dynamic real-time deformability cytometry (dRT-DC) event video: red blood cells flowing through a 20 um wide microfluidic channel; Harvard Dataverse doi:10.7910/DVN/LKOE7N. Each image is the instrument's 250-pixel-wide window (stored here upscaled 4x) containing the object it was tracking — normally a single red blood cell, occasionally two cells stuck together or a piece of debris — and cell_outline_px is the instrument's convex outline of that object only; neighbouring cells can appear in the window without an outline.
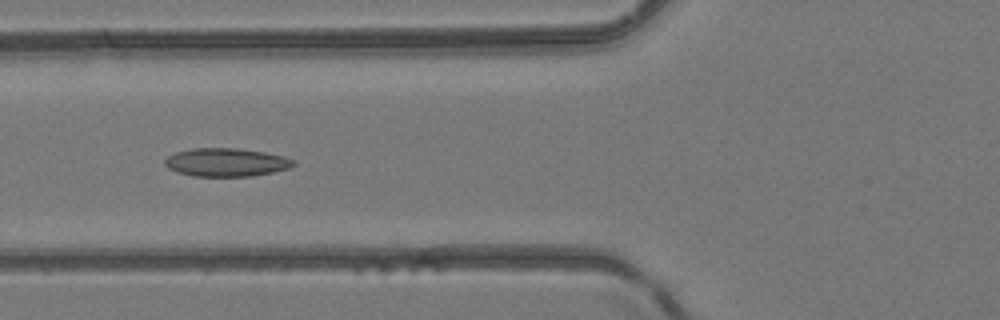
{"species": "common noctule bat (a hibernating species)", "species_latin": "Nyctalus noctula", "temperature_condition": "room temperature", "stored_images_in_passage": 6, "camera_frame_rate_fps": 3000, "um_per_image_px": 0.085, "animal": {"sex": "female", "body_mass_g": 24.6, "forearm_length_mm": 56.2}, "frame": {"image": 1, "passage_image": 6, "time_ms": 5.667, "image_size_px": [1000, 320], "cell_outline_px": [[296, 164], [288, 168], [272, 172], [252, 176], [192, 176], [176, 172], [168, 168], [164, 164], [164, 160], [168, 156], [176, 152], [192, 148], [240, 148], [264, 152], [284, 156], [292, 160]], "centroid_in_image_um": [19.19, 13.79], "position_along_channel_um": 106.6, "area_um2": 21.21}}